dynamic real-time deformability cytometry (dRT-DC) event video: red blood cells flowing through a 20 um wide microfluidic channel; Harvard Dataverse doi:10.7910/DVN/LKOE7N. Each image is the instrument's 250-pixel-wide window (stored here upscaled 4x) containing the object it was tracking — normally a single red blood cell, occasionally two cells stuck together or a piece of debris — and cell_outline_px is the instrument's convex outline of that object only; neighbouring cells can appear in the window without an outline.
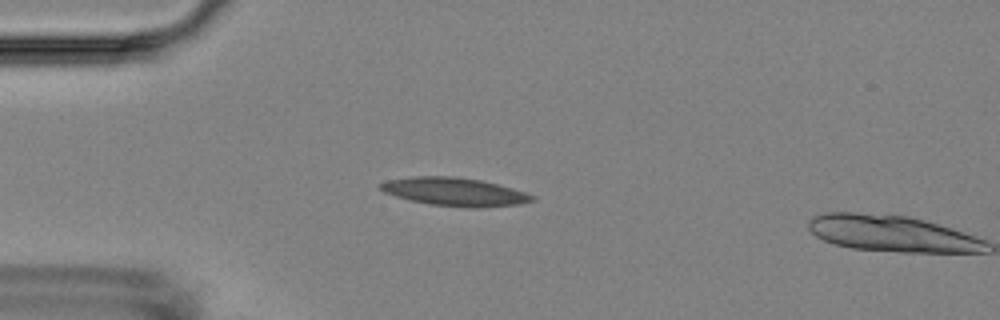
{"species": "Egyptian fruit bat (a non-hibernating species)", "species_latin": "Rousettus aegyptiacus", "temperature_condition": "room temperature", "stored_images_in_passage": 4, "camera_frame_rate_fps": 3000, "um_per_image_px": 0.085, "animal": {"sex": "female"}, "frame": {"image": 1, "passage_image": 3, "time_ms": 2.333, "image_size_px": [1000, 320], "cell_outline_px": [[536, 200], [520, 204], [480, 208], [468, 208], [432, 204], [412, 200], [396, 196], [384, 192], [376, 184], [388, 180], [412, 176], [452, 176], [480, 180], [512, 188], [536, 196]], "centroid_in_image_um": [38.66, 16.3], "position_along_channel_um": 46.3, "area_um2": 24.91}}